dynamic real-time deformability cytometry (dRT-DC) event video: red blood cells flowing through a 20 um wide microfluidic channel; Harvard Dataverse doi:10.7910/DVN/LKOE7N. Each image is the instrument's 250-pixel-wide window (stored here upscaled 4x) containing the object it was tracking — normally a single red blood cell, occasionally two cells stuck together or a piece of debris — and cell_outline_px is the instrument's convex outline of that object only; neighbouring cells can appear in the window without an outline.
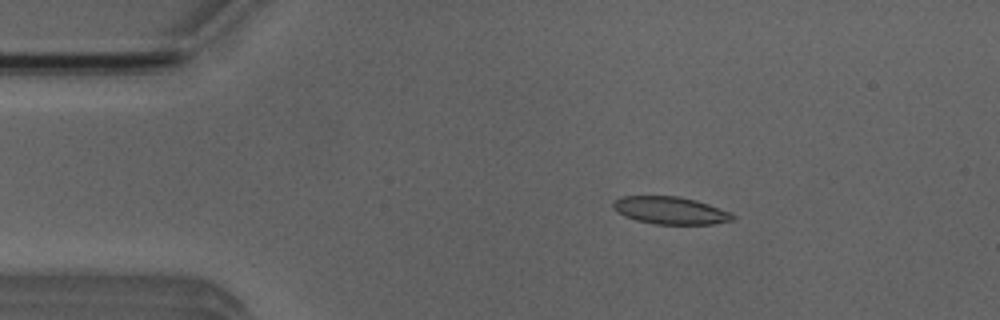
{"species": "Egyptian fruit bat (a non-hibernating species)", "species_latin": "Rousettus aegyptiacus", "temperature_condition": "room temperature", "stored_images_in_passage": 52, "camera_frame_rate_fps": 3000, "um_per_image_px": 0.085, "animal": {"sex": "male"}, "frame": {"image": 1, "passage_image": 9, "time_ms": 2.667, "image_size_px": [1000, 320], "cell_outline_px": [[736, 216], [732, 220], [712, 224], [656, 224], [636, 220], [624, 216], [616, 212], [612, 208], [612, 200], [620, 196], [680, 196], [696, 200], [708, 204], [728, 212]], "centroid_in_image_um": [56.9, 17.88], "position_along_channel_um": 28.1, "area_um2": 19.19}}
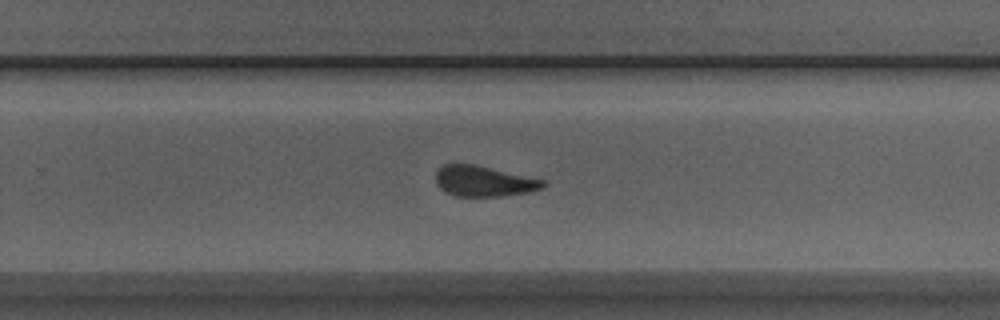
{"frame": {"image": 2, "passage_image": 33, "time_ms": 10.667, "image_size_px": [1000, 320], "cell_outline_px": [[548, 184], [544, 188], [528, 192], [500, 196], [456, 196], [444, 192], [436, 184], [436, 172], [444, 164], [476, 164], [544, 180]], "centroid_in_image_um": [41.13, 15.4], "position_along_channel_um": 288.7, "area_um2": 19.19}}
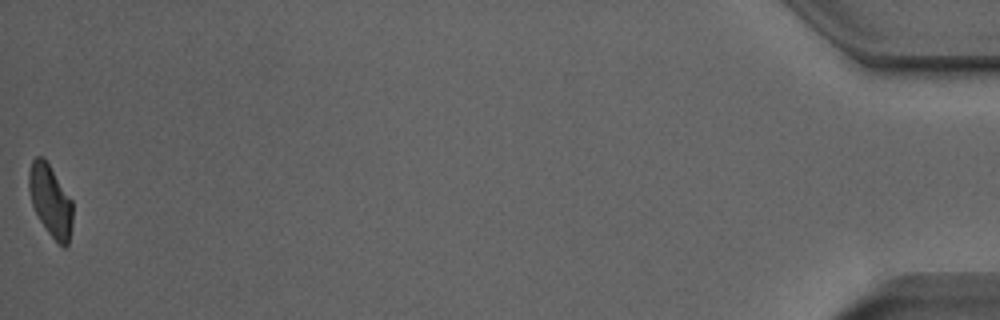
{"frame": {"image": 3, "passage_image": 52, "time_ms": 17.0, "image_size_px": [1000, 320], "cell_outline_px": [[72, 224], [68, 244], [64, 248], [48, 232], [40, 220], [32, 204], [28, 188], [28, 172], [32, 160], [36, 156], [44, 156], [72, 200]], "centroid_in_image_um": [4.28, 17.01], "position_along_channel_um": 430.9, "area_um2": 18.21}, "authors_computed_cell_mechanics": {"area_um2": 19.5364, "velocity_mm_per_s": 3.9173, "shape_relaxation_time_tau1_ms": 3.9259, "shape_relaxation_time_tau2_ms": 1.5543, "deformation_change_tau1": 0.1397, "deformation_change_tau2": 0.0999}}